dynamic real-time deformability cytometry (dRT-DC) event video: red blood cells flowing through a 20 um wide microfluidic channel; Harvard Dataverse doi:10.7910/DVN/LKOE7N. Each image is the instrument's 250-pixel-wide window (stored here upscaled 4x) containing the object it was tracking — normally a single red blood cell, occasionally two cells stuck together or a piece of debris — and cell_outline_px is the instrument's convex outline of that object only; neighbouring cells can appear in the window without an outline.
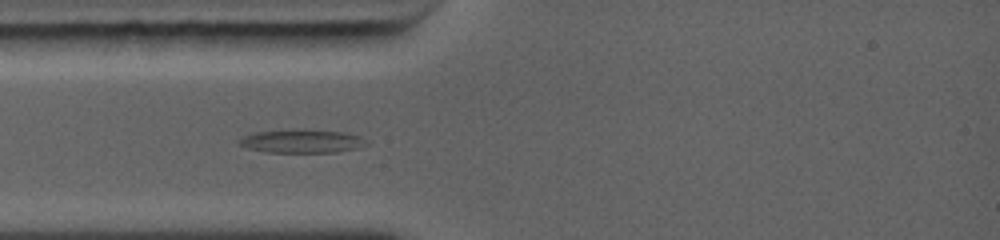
{"species": "common noctule bat (a hibernating species)", "species_latin": "Nyctalus noctula", "temperature_condition": "warm", "stored_images_in_passage": 8, "camera_frame_rate_fps": 5000, "um_per_image_px": 0.085, "animal": {"sex": "female", "body_mass_g": 19.0, "forearm_length_mm": 56.7}, "frame": {"image": 1, "passage_image": 3, "time_ms": 1.6, "image_size_px": [1000, 240], "cell_outline_px": [[368, 144], [360, 148], [336, 152], [268, 152], [248, 148], [236, 144], [244, 136], [256, 132], [296, 128], [304, 128], [344, 132], [360, 136], [368, 140]], "centroid_in_image_um": [25.71, 11.98], "position_along_channel_um": 59.3, "area_um2": 17.74}}
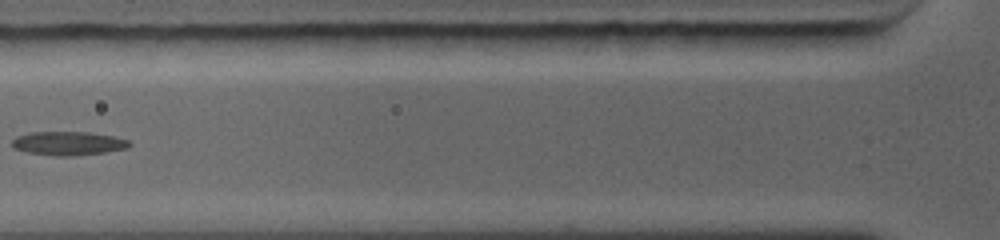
{"frame": {"image": 2, "passage_image": 5, "time_ms": 3.0, "image_size_px": [1000, 240], "cell_outline_px": [[132, 144], [128, 148], [104, 152], [72, 156], [52, 156], [24, 152], [12, 148], [12, 140], [16, 136], [32, 132], [88, 132], [112, 136], [128, 140]], "centroid_in_image_um": [5.76, 12.19], "position_along_channel_um": 120.0, "area_um2": 16.36}}
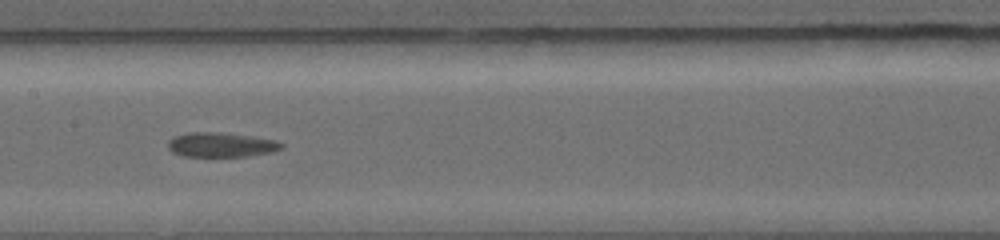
{"frame": {"image": 3, "passage_image": 7, "time_ms": 4.6, "image_size_px": [1000, 240], "cell_outline_px": [[284, 148], [272, 152], [248, 156], [184, 156], [172, 152], [168, 148], [168, 140], [176, 136], [188, 132], [220, 132], [276, 140], [284, 144]], "centroid_in_image_um": [18.8, 12.3], "position_along_channel_um": 188.6, "area_um2": 16.18}}